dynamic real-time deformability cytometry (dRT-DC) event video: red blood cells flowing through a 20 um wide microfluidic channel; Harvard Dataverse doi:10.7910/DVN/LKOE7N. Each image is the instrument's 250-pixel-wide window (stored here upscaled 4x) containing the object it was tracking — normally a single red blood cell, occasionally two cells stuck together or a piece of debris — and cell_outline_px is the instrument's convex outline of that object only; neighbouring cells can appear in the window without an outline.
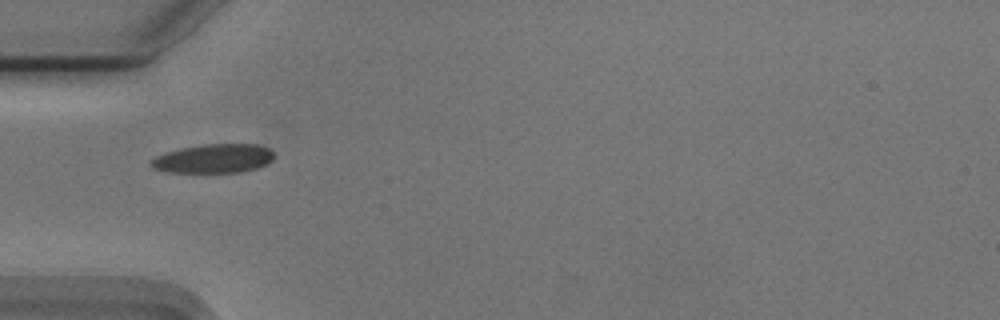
{"species": "Egyptian fruit bat (a non-hibernating species)", "species_latin": "Rousettus aegyptiacus", "temperature_condition": "cold", "stored_images_in_passage": 38, "camera_frame_rate_fps": 3000, "um_per_image_px": 0.085, "animal": {"sex": "male"}, "frame": {"image": 1, "passage_image": 1, "time_ms": 0.0, "image_size_px": [1000, 320], "cell_outline_px": [[272, 160], [256, 168], [240, 172], [168, 172], [152, 168], [148, 164], [148, 160], [164, 152], [180, 148], [204, 144], [260, 144], [268, 148], [272, 152]], "centroid_in_image_um": [18.08, 13.47], "position_along_channel_um": 66.9, "area_um2": 20.81}}
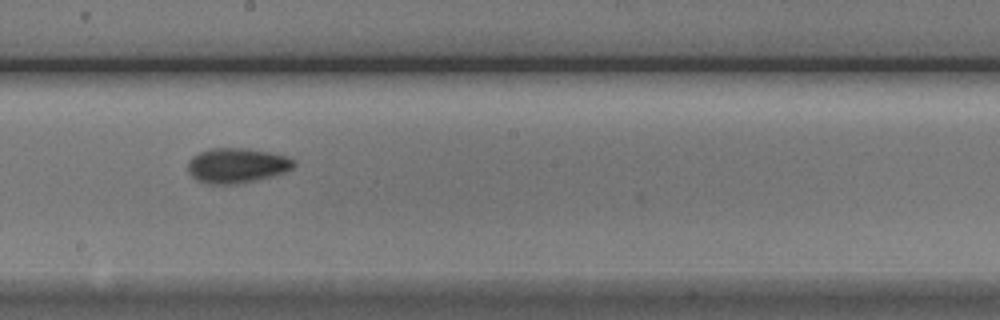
{"frame": {"image": 2, "passage_image": 14, "time_ms": 4.333, "image_size_px": [1000, 320], "cell_outline_px": [[296, 164], [292, 168], [284, 172], [272, 176], [256, 180], [236, 184], [208, 184], [196, 180], [188, 172], [188, 160], [192, 156], [200, 152], [212, 148], [248, 148], [288, 156], [296, 160]], "centroid_in_image_um": [20.13, 14.06], "position_along_channel_um": 228.1, "area_um2": 21.73}}
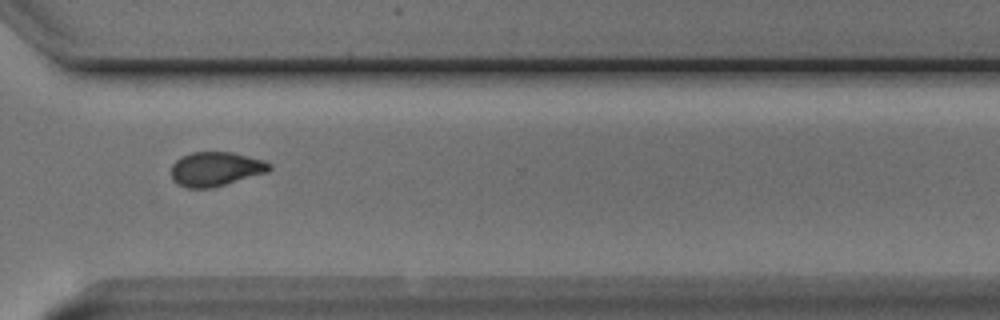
{"frame": {"image": 3, "passage_image": 24, "time_ms": 7.667, "image_size_px": [1000, 320], "cell_outline_px": [[272, 168], [268, 172], [212, 188], [188, 188], [176, 184], [172, 180], [172, 164], [180, 156], [192, 152], [232, 152], [264, 160], [272, 164]], "centroid_in_image_um": [18.33, 14.36], "position_along_channel_um": 352.3, "area_um2": 19.77}, "authors_computed_cell_mechanics": {"area_um2": 19.8832, "velocity_mm_per_s": 3.7259, "shape_relaxation_time_tau1_ms": 3.765, "shape_relaxation_time_tau2_ms": 3.9881, "deformation_change_tau1": 0.1275, "deformation_change_tau2": 0.0833}}